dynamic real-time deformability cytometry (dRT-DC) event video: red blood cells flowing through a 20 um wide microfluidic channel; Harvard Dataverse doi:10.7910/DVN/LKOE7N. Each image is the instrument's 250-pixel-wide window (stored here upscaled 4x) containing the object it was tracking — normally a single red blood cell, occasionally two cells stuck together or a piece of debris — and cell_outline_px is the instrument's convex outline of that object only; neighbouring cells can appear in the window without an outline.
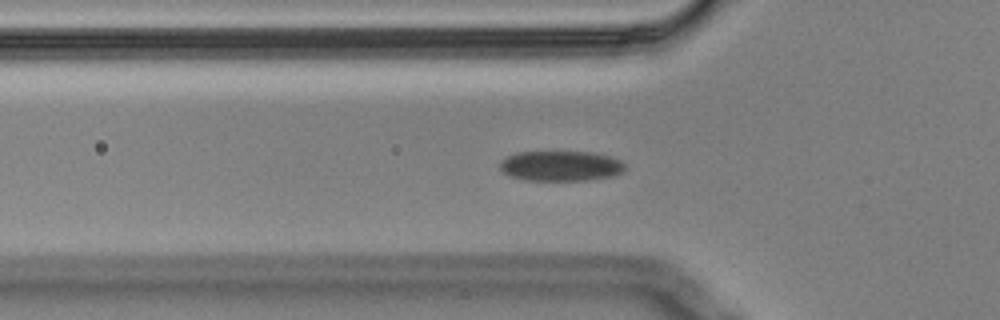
{"species": "Egyptian fruit bat (a non-hibernating species)", "species_latin": "Rousettus aegyptiacus", "temperature_condition": "cold", "stored_images_in_passage": 47, "camera_frame_rate_fps": 3000, "um_per_image_px": 0.085, "animal": {"sex": "male"}, "frame": {"image": 1, "passage_image": 5, "time_ms": 1.333, "image_size_px": [1000, 320], "cell_outline_px": [[624, 168], [620, 172], [612, 176], [588, 180], [524, 180], [512, 176], [504, 172], [500, 168], [500, 164], [508, 156], [520, 152], [588, 152], [608, 156], [620, 160], [624, 164]], "centroid_in_image_um": [47.66, 14.11], "position_along_channel_um": 78.1, "area_um2": 21.56}}
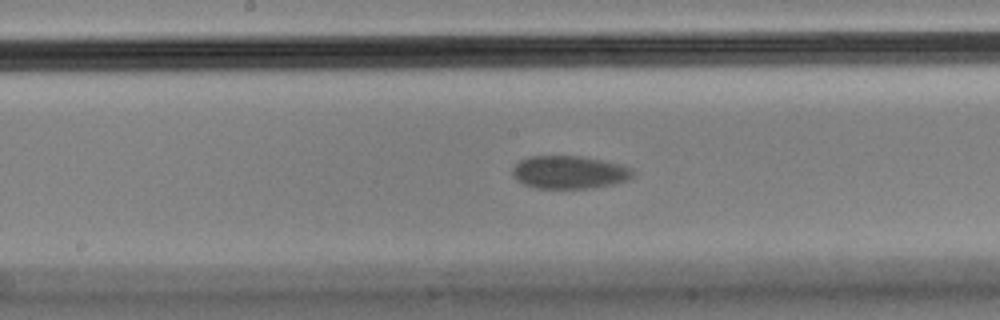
{"frame": {"image": 2, "passage_image": 16, "time_ms": 5.0, "image_size_px": [1000, 320], "cell_outline_px": [[636, 176], [612, 184], [592, 188], [532, 188], [524, 184], [512, 172], [512, 168], [520, 160], [528, 156], [580, 156], [620, 164], [632, 168], [636, 172]], "centroid_in_image_um": [48.42, 14.64], "position_along_channel_um": 199.8, "area_um2": 23.0}}
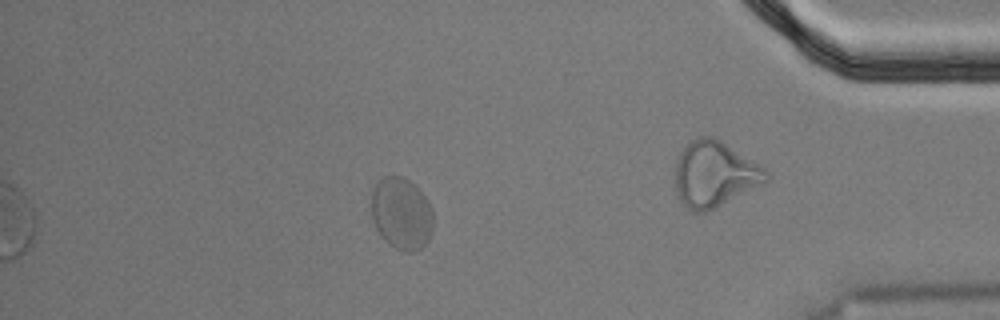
{"frame": {"image": 3, "passage_image": 38, "time_ms": 12.333, "image_size_px": [1000, 320], "cell_outline_px": [[432, 232], [428, 240], [420, 248], [412, 252], [404, 252], [388, 244], [376, 228], [372, 220], [372, 192], [376, 184], [384, 176], [404, 176], [428, 200], [432, 208]], "centroid_in_image_um": [34.12, 18.16], "position_along_channel_um": 401.1, "area_um2": 25.78}, "authors_computed_cell_mechanics": {"area_um2": 23.2356, "velocity_mm_per_s": 3.3118, "shape_relaxation_time_tau1_ms": 2.5454, "shape_relaxation_time_tau2_ms": 1.0127, "deformation_change_tau1": 0.0604, "deformation_change_tau2": 0.0368}}